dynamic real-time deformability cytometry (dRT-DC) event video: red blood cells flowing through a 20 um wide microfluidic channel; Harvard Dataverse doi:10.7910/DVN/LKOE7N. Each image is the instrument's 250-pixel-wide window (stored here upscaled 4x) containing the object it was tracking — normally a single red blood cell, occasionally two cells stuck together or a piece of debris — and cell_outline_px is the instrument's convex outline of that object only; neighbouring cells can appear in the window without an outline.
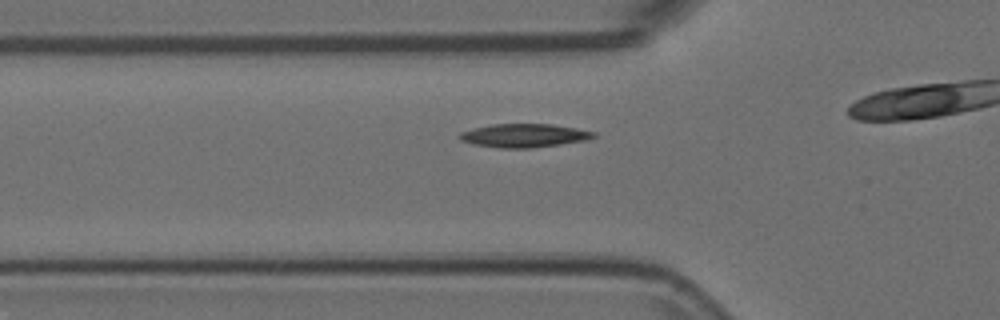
{"species": "Egyptian fruit bat (a non-hibernating species)", "species_latin": "Rousettus aegyptiacus", "temperature_condition": "room temperature", "stored_images_in_passage": 31, "camera_frame_rate_fps": 3000, "um_per_image_px": 0.085, "animal": {"sex": "female"}, "frame": {"image": 1, "passage_image": 12, "time_ms": 3.667, "image_size_px": [1000, 320], "cell_outline_px": [[596, 136], [584, 140], [560, 144], [532, 148], [500, 148], [472, 144], [460, 140], [456, 136], [460, 132], [472, 128], [492, 124], [552, 124], [576, 128], [596, 132]], "centroid_in_image_um": [44.49, 11.52], "position_along_channel_um": 81.3, "area_um2": 18.44}}
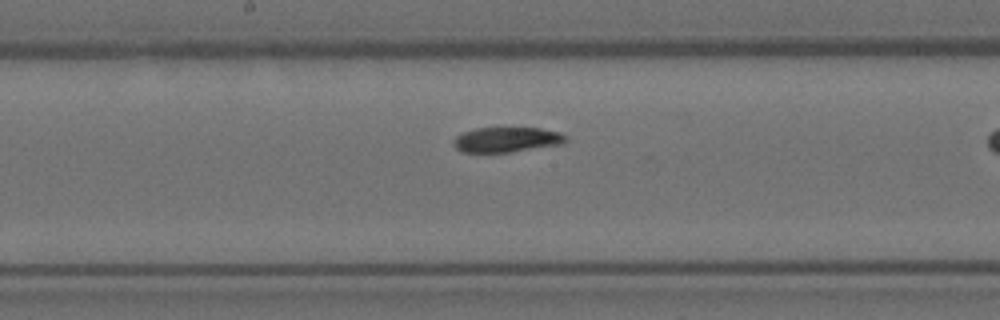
{"frame": {"image": 2, "passage_image": 22, "time_ms": 7.0, "image_size_px": [1000, 320], "cell_outline_px": [[568, 140], [564, 144], [512, 152], [460, 152], [452, 144], [452, 140], [456, 136], [464, 132], [476, 128], [540, 128], [560, 132], [568, 136]], "centroid_in_image_um": [43.1, 11.87], "position_along_channel_um": 205.1, "area_um2": 16.65}}
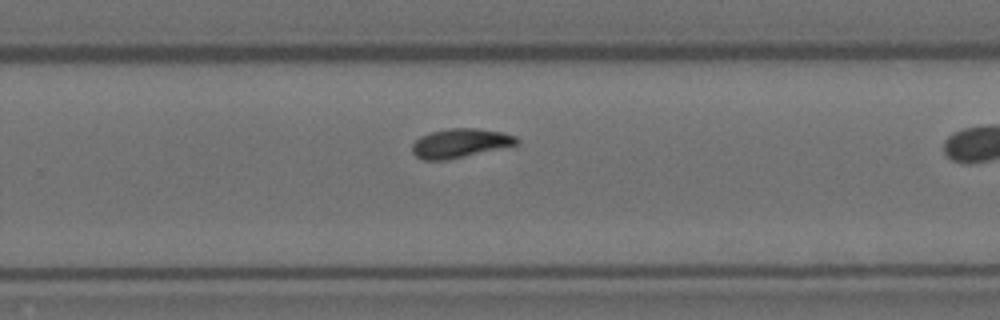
{"frame": {"image": 3, "passage_image": 29, "time_ms": 9.333, "image_size_px": [1000, 320], "cell_outline_px": [[520, 144], [448, 160], [424, 160], [416, 156], [412, 152], [412, 144], [420, 136], [432, 132], [448, 128], [476, 128], [500, 132], [516, 136], [520, 140]], "centroid_in_image_um": [39.12, 12.17], "position_along_channel_um": 290.7, "area_um2": 17.74}}